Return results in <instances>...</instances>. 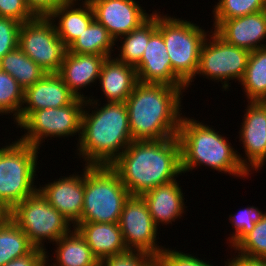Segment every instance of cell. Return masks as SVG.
<instances>
[{
  "mask_svg": "<svg viewBox=\"0 0 266 266\" xmlns=\"http://www.w3.org/2000/svg\"><path fill=\"white\" fill-rule=\"evenodd\" d=\"M88 1L92 6L94 19L108 30L115 42L138 28L151 16L135 0Z\"/></svg>",
  "mask_w": 266,
  "mask_h": 266,
  "instance_id": "4fadbf2b",
  "label": "cell"
},
{
  "mask_svg": "<svg viewBox=\"0 0 266 266\" xmlns=\"http://www.w3.org/2000/svg\"><path fill=\"white\" fill-rule=\"evenodd\" d=\"M38 150L19 139L0 147V202L9 211L38 191L34 185Z\"/></svg>",
  "mask_w": 266,
  "mask_h": 266,
  "instance_id": "52a82bcc",
  "label": "cell"
},
{
  "mask_svg": "<svg viewBox=\"0 0 266 266\" xmlns=\"http://www.w3.org/2000/svg\"><path fill=\"white\" fill-rule=\"evenodd\" d=\"M145 48L140 62L135 66L138 82L186 87L172 71L163 36L158 30Z\"/></svg>",
  "mask_w": 266,
  "mask_h": 266,
  "instance_id": "ac0fdd59",
  "label": "cell"
},
{
  "mask_svg": "<svg viewBox=\"0 0 266 266\" xmlns=\"http://www.w3.org/2000/svg\"><path fill=\"white\" fill-rule=\"evenodd\" d=\"M54 244L57 248L54 260L56 263H52L53 265L47 263L49 256L46 252V266H99L98 259L76 228L59 238Z\"/></svg>",
  "mask_w": 266,
  "mask_h": 266,
  "instance_id": "cb8c5ba5",
  "label": "cell"
},
{
  "mask_svg": "<svg viewBox=\"0 0 266 266\" xmlns=\"http://www.w3.org/2000/svg\"><path fill=\"white\" fill-rule=\"evenodd\" d=\"M213 128L195 119L182 117L177 138L180 143L182 173L197 166H208L221 173L246 177L243 157L226 139Z\"/></svg>",
  "mask_w": 266,
  "mask_h": 266,
  "instance_id": "277c9868",
  "label": "cell"
},
{
  "mask_svg": "<svg viewBox=\"0 0 266 266\" xmlns=\"http://www.w3.org/2000/svg\"><path fill=\"white\" fill-rule=\"evenodd\" d=\"M9 217V211H0V223Z\"/></svg>",
  "mask_w": 266,
  "mask_h": 266,
  "instance_id": "60d3db41",
  "label": "cell"
},
{
  "mask_svg": "<svg viewBox=\"0 0 266 266\" xmlns=\"http://www.w3.org/2000/svg\"><path fill=\"white\" fill-rule=\"evenodd\" d=\"M21 24L15 19L0 17V59L18 47Z\"/></svg>",
  "mask_w": 266,
  "mask_h": 266,
  "instance_id": "e575fe53",
  "label": "cell"
},
{
  "mask_svg": "<svg viewBox=\"0 0 266 266\" xmlns=\"http://www.w3.org/2000/svg\"><path fill=\"white\" fill-rule=\"evenodd\" d=\"M83 99L75 98L70 104L60 108H45L33 111L19 126L26 129L20 141L38 149L47 137L81 136Z\"/></svg>",
  "mask_w": 266,
  "mask_h": 266,
  "instance_id": "9c48e42d",
  "label": "cell"
},
{
  "mask_svg": "<svg viewBox=\"0 0 266 266\" xmlns=\"http://www.w3.org/2000/svg\"><path fill=\"white\" fill-rule=\"evenodd\" d=\"M132 196H142L153 188L182 175L180 143L176 137L132 141L110 165Z\"/></svg>",
  "mask_w": 266,
  "mask_h": 266,
  "instance_id": "6da1fadb",
  "label": "cell"
},
{
  "mask_svg": "<svg viewBox=\"0 0 266 266\" xmlns=\"http://www.w3.org/2000/svg\"><path fill=\"white\" fill-rule=\"evenodd\" d=\"M233 249L249 258L266 259V214Z\"/></svg>",
  "mask_w": 266,
  "mask_h": 266,
  "instance_id": "1f68e13d",
  "label": "cell"
},
{
  "mask_svg": "<svg viewBox=\"0 0 266 266\" xmlns=\"http://www.w3.org/2000/svg\"><path fill=\"white\" fill-rule=\"evenodd\" d=\"M34 248L26 234L10 217L0 223V266L29 254Z\"/></svg>",
  "mask_w": 266,
  "mask_h": 266,
  "instance_id": "f1b7e54d",
  "label": "cell"
},
{
  "mask_svg": "<svg viewBox=\"0 0 266 266\" xmlns=\"http://www.w3.org/2000/svg\"><path fill=\"white\" fill-rule=\"evenodd\" d=\"M74 228L86 240L98 261L128 251L119 223L80 222Z\"/></svg>",
  "mask_w": 266,
  "mask_h": 266,
  "instance_id": "7402d4cb",
  "label": "cell"
},
{
  "mask_svg": "<svg viewBox=\"0 0 266 266\" xmlns=\"http://www.w3.org/2000/svg\"><path fill=\"white\" fill-rule=\"evenodd\" d=\"M210 33L201 47L195 77L201 75L212 81H221L226 91L231 86L230 80L240 82L243 78L250 51L227 43L212 30Z\"/></svg>",
  "mask_w": 266,
  "mask_h": 266,
  "instance_id": "30bf717a",
  "label": "cell"
},
{
  "mask_svg": "<svg viewBox=\"0 0 266 266\" xmlns=\"http://www.w3.org/2000/svg\"><path fill=\"white\" fill-rule=\"evenodd\" d=\"M106 56L93 54H77L66 51L58 75L68 86L70 92L79 99L89 98L81 95L82 88L99 79L100 71Z\"/></svg>",
  "mask_w": 266,
  "mask_h": 266,
  "instance_id": "d6986e66",
  "label": "cell"
},
{
  "mask_svg": "<svg viewBox=\"0 0 266 266\" xmlns=\"http://www.w3.org/2000/svg\"><path fill=\"white\" fill-rule=\"evenodd\" d=\"M5 266H46V251L34 248L29 254L15 258Z\"/></svg>",
  "mask_w": 266,
  "mask_h": 266,
  "instance_id": "74e56055",
  "label": "cell"
},
{
  "mask_svg": "<svg viewBox=\"0 0 266 266\" xmlns=\"http://www.w3.org/2000/svg\"><path fill=\"white\" fill-rule=\"evenodd\" d=\"M84 205L81 222L119 223L125 201L130 197L119 175L110 166L84 169Z\"/></svg>",
  "mask_w": 266,
  "mask_h": 266,
  "instance_id": "5b68a950",
  "label": "cell"
},
{
  "mask_svg": "<svg viewBox=\"0 0 266 266\" xmlns=\"http://www.w3.org/2000/svg\"><path fill=\"white\" fill-rule=\"evenodd\" d=\"M119 226L128 250L146 252L158 258L165 248L157 244L158 226L142 196L130 195L125 201Z\"/></svg>",
  "mask_w": 266,
  "mask_h": 266,
  "instance_id": "7c38bea8",
  "label": "cell"
},
{
  "mask_svg": "<svg viewBox=\"0 0 266 266\" xmlns=\"http://www.w3.org/2000/svg\"><path fill=\"white\" fill-rule=\"evenodd\" d=\"M99 266H157V257L142 251L128 250L99 261Z\"/></svg>",
  "mask_w": 266,
  "mask_h": 266,
  "instance_id": "836d02e7",
  "label": "cell"
},
{
  "mask_svg": "<svg viewBox=\"0 0 266 266\" xmlns=\"http://www.w3.org/2000/svg\"><path fill=\"white\" fill-rule=\"evenodd\" d=\"M266 213L254 206L246 207L234 215H229V220L234 227V232L228 240L234 248L259 222Z\"/></svg>",
  "mask_w": 266,
  "mask_h": 266,
  "instance_id": "d6a6232c",
  "label": "cell"
},
{
  "mask_svg": "<svg viewBox=\"0 0 266 266\" xmlns=\"http://www.w3.org/2000/svg\"><path fill=\"white\" fill-rule=\"evenodd\" d=\"M23 101L24 89L10 74L0 71V114L12 113L16 121L24 105Z\"/></svg>",
  "mask_w": 266,
  "mask_h": 266,
  "instance_id": "f546056e",
  "label": "cell"
},
{
  "mask_svg": "<svg viewBox=\"0 0 266 266\" xmlns=\"http://www.w3.org/2000/svg\"><path fill=\"white\" fill-rule=\"evenodd\" d=\"M98 99L85 101L81 136L77 155L87 166H110L133 141L125 102H107L102 107ZM95 105V106H94ZM89 106V107H88ZM94 106V107H93Z\"/></svg>",
  "mask_w": 266,
  "mask_h": 266,
  "instance_id": "7a4b0ae2",
  "label": "cell"
},
{
  "mask_svg": "<svg viewBox=\"0 0 266 266\" xmlns=\"http://www.w3.org/2000/svg\"><path fill=\"white\" fill-rule=\"evenodd\" d=\"M76 97L57 73H46L34 85L24 90V101L19 118L20 125L33 111L60 108L70 104Z\"/></svg>",
  "mask_w": 266,
  "mask_h": 266,
  "instance_id": "2e32d148",
  "label": "cell"
},
{
  "mask_svg": "<svg viewBox=\"0 0 266 266\" xmlns=\"http://www.w3.org/2000/svg\"><path fill=\"white\" fill-rule=\"evenodd\" d=\"M38 191L47 202L56 208L72 223L73 228L81 222L84 205V171L83 174L62 177L44 184Z\"/></svg>",
  "mask_w": 266,
  "mask_h": 266,
  "instance_id": "9a60e30c",
  "label": "cell"
},
{
  "mask_svg": "<svg viewBox=\"0 0 266 266\" xmlns=\"http://www.w3.org/2000/svg\"><path fill=\"white\" fill-rule=\"evenodd\" d=\"M28 8L35 16H48L62 0H25Z\"/></svg>",
  "mask_w": 266,
  "mask_h": 266,
  "instance_id": "f35d334b",
  "label": "cell"
},
{
  "mask_svg": "<svg viewBox=\"0 0 266 266\" xmlns=\"http://www.w3.org/2000/svg\"><path fill=\"white\" fill-rule=\"evenodd\" d=\"M214 32L224 41L247 51L265 48L266 10L219 21Z\"/></svg>",
  "mask_w": 266,
  "mask_h": 266,
  "instance_id": "e0dca14e",
  "label": "cell"
},
{
  "mask_svg": "<svg viewBox=\"0 0 266 266\" xmlns=\"http://www.w3.org/2000/svg\"><path fill=\"white\" fill-rule=\"evenodd\" d=\"M0 211H9V210L0 202Z\"/></svg>",
  "mask_w": 266,
  "mask_h": 266,
  "instance_id": "b9f144b4",
  "label": "cell"
},
{
  "mask_svg": "<svg viewBox=\"0 0 266 266\" xmlns=\"http://www.w3.org/2000/svg\"><path fill=\"white\" fill-rule=\"evenodd\" d=\"M0 17H8L24 23L33 20L36 16L28 8L25 0H0Z\"/></svg>",
  "mask_w": 266,
  "mask_h": 266,
  "instance_id": "8d00e7d4",
  "label": "cell"
},
{
  "mask_svg": "<svg viewBox=\"0 0 266 266\" xmlns=\"http://www.w3.org/2000/svg\"><path fill=\"white\" fill-rule=\"evenodd\" d=\"M240 84L249 101H266V47L250 52Z\"/></svg>",
  "mask_w": 266,
  "mask_h": 266,
  "instance_id": "83f0119b",
  "label": "cell"
},
{
  "mask_svg": "<svg viewBox=\"0 0 266 266\" xmlns=\"http://www.w3.org/2000/svg\"><path fill=\"white\" fill-rule=\"evenodd\" d=\"M9 217L35 248L44 251V240L54 243L71 231L70 221L51 206L39 191L15 205L9 211Z\"/></svg>",
  "mask_w": 266,
  "mask_h": 266,
  "instance_id": "ba28073f",
  "label": "cell"
},
{
  "mask_svg": "<svg viewBox=\"0 0 266 266\" xmlns=\"http://www.w3.org/2000/svg\"><path fill=\"white\" fill-rule=\"evenodd\" d=\"M115 40L108 30L95 19L80 34V36L67 48L70 53L93 54L112 57Z\"/></svg>",
  "mask_w": 266,
  "mask_h": 266,
  "instance_id": "484cf974",
  "label": "cell"
},
{
  "mask_svg": "<svg viewBox=\"0 0 266 266\" xmlns=\"http://www.w3.org/2000/svg\"><path fill=\"white\" fill-rule=\"evenodd\" d=\"M1 71L10 74L25 90L40 80L46 72L19 47L0 59Z\"/></svg>",
  "mask_w": 266,
  "mask_h": 266,
  "instance_id": "4316f807",
  "label": "cell"
},
{
  "mask_svg": "<svg viewBox=\"0 0 266 266\" xmlns=\"http://www.w3.org/2000/svg\"><path fill=\"white\" fill-rule=\"evenodd\" d=\"M185 89L138 82L125 101L133 141L176 137L183 117L181 97Z\"/></svg>",
  "mask_w": 266,
  "mask_h": 266,
  "instance_id": "3957f363",
  "label": "cell"
},
{
  "mask_svg": "<svg viewBox=\"0 0 266 266\" xmlns=\"http://www.w3.org/2000/svg\"><path fill=\"white\" fill-rule=\"evenodd\" d=\"M245 110L239 132L247 157L243 167L257 172L266 162V101H249Z\"/></svg>",
  "mask_w": 266,
  "mask_h": 266,
  "instance_id": "5bb4252c",
  "label": "cell"
},
{
  "mask_svg": "<svg viewBox=\"0 0 266 266\" xmlns=\"http://www.w3.org/2000/svg\"><path fill=\"white\" fill-rule=\"evenodd\" d=\"M214 6L215 26L219 21L229 20L266 10L265 0H218Z\"/></svg>",
  "mask_w": 266,
  "mask_h": 266,
  "instance_id": "4dcf8cb0",
  "label": "cell"
},
{
  "mask_svg": "<svg viewBox=\"0 0 266 266\" xmlns=\"http://www.w3.org/2000/svg\"><path fill=\"white\" fill-rule=\"evenodd\" d=\"M230 260L225 262V266H266V259L249 258L238 253Z\"/></svg>",
  "mask_w": 266,
  "mask_h": 266,
  "instance_id": "ab89813d",
  "label": "cell"
},
{
  "mask_svg": "<svg viewBox=\"0 0 266 266\" xmlns=\"http://www.w3.org/2000/svg\"><path fill=\"white\" fill-rule=\"evenodd\" d=\"M202 259L182 251L164 248L157 258V266H213Z\"/></svg>",
  "mask_w": 266,
  "mask_h": 266,
  "instance_id": "d590c367",
  "label": "cell"
},
{
  "mask_svg": "<svg viewBox=\"0 0 266 266\" xmlns=\"http://www.w3.org/2000/svg\"><path fill=\"white\" fill-rule=\"evenodd\" d=\"M157 31V11L151 13V16L121 39V46L118 48L120 54L116 59L125 64L136 66L144 53L150 37Z\"/></svg>",
  "mask_w": 266,
  "mask_h": 266,
  "instance_id": "d4e9b609",
  "label": "cell"
},
{
  "mask_svg": "<svg viewBox=\"0 0 266 266\" xmlns=\"http://www.w3.org/2000/svg\"><path fill=\"white\" fill-rule=\"evenodd\" d=\"M177 180L159 185L142 195L154 223L167 225L185 213L184 194Z\"/></svg>",
  "mask_w": 266,
  "mask_h": 266,
  "instance_id": "44dd1931",
  "label": "cell"
},
{
  "mask_svg": "<svg viewBox=\"0 0 266 266\" xmlns=\"http://www.w3.org/2000/svg\"><path fill=\"white\" fill-rule=\"evenodd\" d=\"M98 80L106 102H125L138 83L135 67L113 57L103 62Z\"/></svg>",
  "mask_w": 266,
  "mask_h": 266,
  "instance_id": "603a6c76",
  "label": "cell"
},
{
  "mask_svg": "<svg viewBox=\"0 0 266 266\" xmlns=\"http://www.w3.org/2000/svg\"><path fill=\"white\" fill-rule=\"evenodd\" d=\"M65 1L59 4L47 17L53 21L58 37L68 48L94 20V12L88 0ZM83 5V6H82ZM58 19L56 23L55 19ZM55 22V23H54ZM57 24V25H56Z\"/></svg>",
  "mask_w": 266,
  "mask_h": 266,
  "instance_id": "ffe728a7",
  "label": "cell"
},
{
  "mask_svg": "<svg viewBox=\"0 0 266 266\" xmlns=\"http://www.w3.org/2000/svg\"><path fill=\"white\" fill-rule=\"evenodd\" d=\"M18 47L46 73H58L67 51L47 16L21 24Z\"/></svg>",
  "mask_w": 266,
  "mask_h": 266,
  "instance_id": "8fae6325",
  "label": "cell"
},
{
  "mask_svg": "<svg viewBox=\"0 0 266 266\" xmlns=\"http://www.w3.org/2000/svg\"><path fill=\"white\" fill-rule=\"evenodd\" d=\"M157 13V30L162 34L173 73L186 85L194 81L201 47L209 34L197 24Z\"/></svg>",
  "mask_w": 266,
  "mask_h": 266,
  "instance_id": "8992f818",
  "label": "cell"
}]
</instances>
